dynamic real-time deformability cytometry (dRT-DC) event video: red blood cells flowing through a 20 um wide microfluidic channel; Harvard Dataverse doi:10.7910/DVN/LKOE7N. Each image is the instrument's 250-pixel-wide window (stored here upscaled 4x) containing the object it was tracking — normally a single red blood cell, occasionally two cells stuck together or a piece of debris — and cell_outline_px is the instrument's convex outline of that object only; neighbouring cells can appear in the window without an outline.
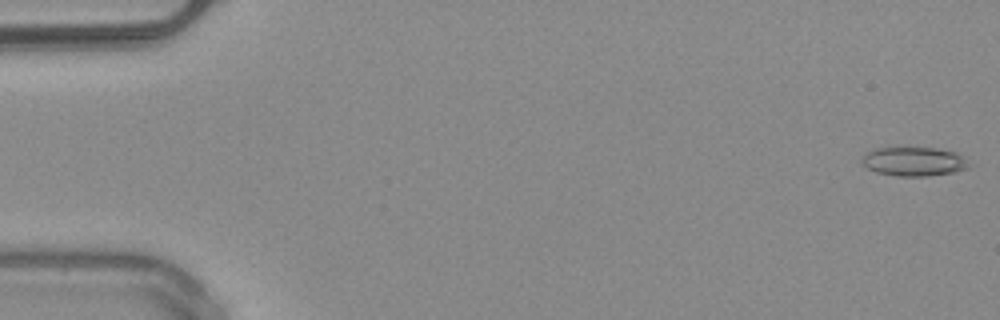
{"species": "common noctule bat (a hibernating species)", "species_latin": "Nyctalus noctula", "temperature_condition": "warm", "stored_images_in_passage": 50, "camera_frame_rate_fps": 3000, "um_per_image_px": 0.085, "animal": {"sex": "male", "body_mass_g": 20.4}, "frame": {"image": 1, "passage_image": 1, "time_ms": 0.0, "image_size_px": [1000, 320], "cell_outline_px": [[968, 168], [952, 172], [928, 176], [896, 176], [876, 172], [868, 168], [860, 160], [868, 152], [876, 148], [900, 144], [936, 148], [956, 152], [964, 156], [968, 164]], "centroid_in_image_um": [77.65, 13.67], "position_along_channel_um": 7.3, "area_um2": 18.79}}
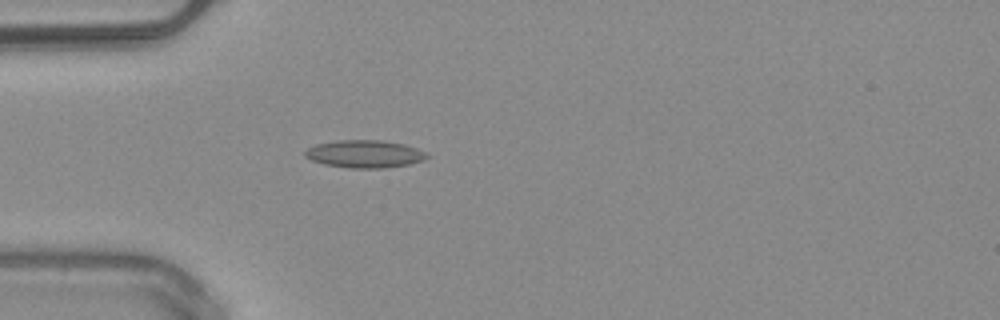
{"frame": {"image": 2, "passage_image": 15, "time_ms": 4.667, "image_size_px": [1000, 320], "cell_outline_px": [[428, 156], [424, 160], [408, 164], [384, 168], [352, 168], [324, 164], [312, 160], [304, 156], [304, 152], [308, 148], [316, 144], [336, 140], [384, 140], [404, 144], [416, 148], [424, 152]], "centroid_in_image_um": [30.97, 13.08], "position_along_channel_um": 54.0, "area_um2": 19.54}}
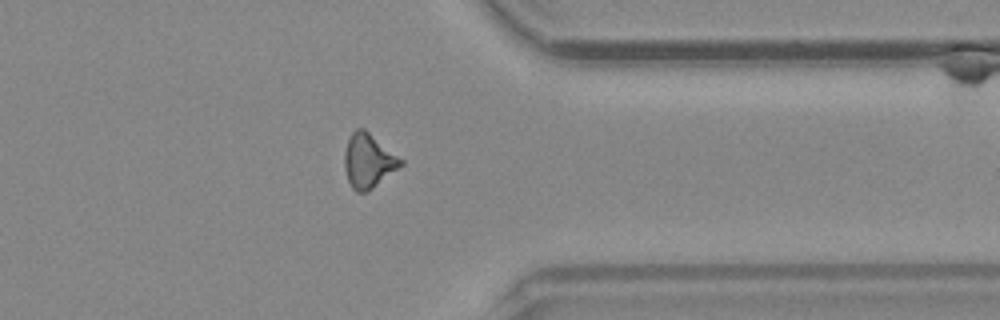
{"frame": {"image": 3, "passage_image": 40, "time_ms": 13.0, "image_size_px": [1000, 320], "cell_outline_px": [[404, 164], [368, 192], [356, 192], [352, 188], [348, 180], [344, 168], [344, 152], [348, 140], [352, 132], [356, 128], [364, 128], [404, 160]], "centroid_in_image_um": [31.32, 13.68], "position_along_channel_um": 380.1, "area_um2": 17.86}, "authors_computed_cell_mechanics": {"area_um2": 17.2244, "velocity_mm_per_s": 4.0833, "shape_relaxation_time_tau1_ms": null, "shape_relaxation_time_tau2_ms": 4.8293, "deformation_change_tau1": null, "deformation_change_tau2": 0.1532}}